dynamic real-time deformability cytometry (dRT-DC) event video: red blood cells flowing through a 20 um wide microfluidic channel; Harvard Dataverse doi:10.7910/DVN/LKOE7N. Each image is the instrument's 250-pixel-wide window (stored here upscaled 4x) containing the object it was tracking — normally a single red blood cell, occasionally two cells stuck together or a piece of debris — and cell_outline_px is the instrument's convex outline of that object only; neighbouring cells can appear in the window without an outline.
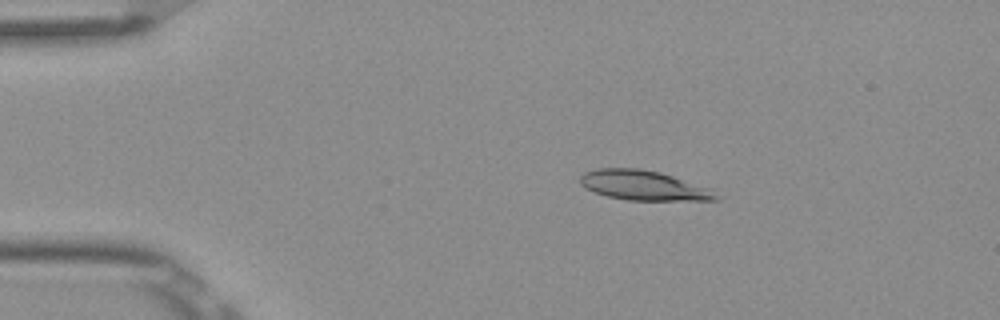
{"species": "Egyptian fruit bat (a non-hibernating species)", "species_latin": "Rousettus aegyptiacus", "temperature_condition": "room temperature", "stored_images_in_passage": 7, "camera_frame_rate_fps": 3000, "um_per_image_px": 0.085, "frame": {"image": 1, "passage_image": 3, "time_ms": 0.667, "image_size_px": [1000, 320], "cell_outline_px": [[724, 196], [720, 200], [628, 200], [608, 196], [584, 188], [580, 184], [580, 176], [584, 172], [596, 168], [636, 168], [660, 172], [712, 188]], "centroid_in_image_um": [54.78, 15.76], "position_along_channel_um": 30.2, "area_um2": 23.87}}
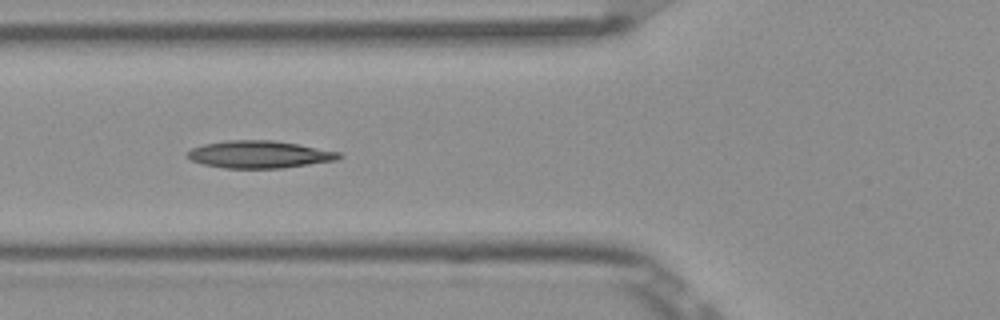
{"frame": {"image": 2, "passage_image": 6, "time_ms": 1.667, "image_size_px": [1000, 320], "cell_outline_px": [[344, 156], [336, 160], [280, 168], [224, 168], [204, 164], [192, 160], [184, 156], [192, 148], [204, 144], [228, 140], [272, 140], [296, 144], [340, 152]], "centroid_in_image_um": [22.02, 13.12], "position_along_channel_um": 103.8, "area_um2": 23.93}}
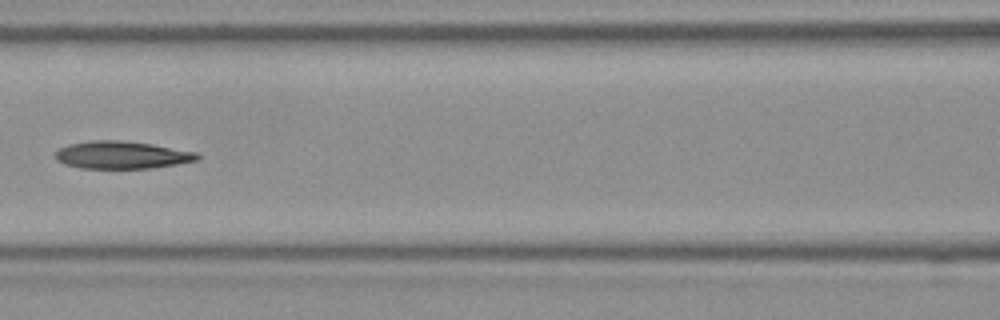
{"frame": {"image": 3, "passage_image": 7, "time_ms": 2.0, "image_size_px": [1000, 320], "cell_outline_px": [[200, 160], [152, 168], [80, 168], [64, 164], [56, 160], [56, 152], [60, 148], [68, 144], [92, 140], [116, 140], [152, 144], [196, 152], [200, 156]], "centroid_in_image_um": [10.35, 13.17], "position_along_channel_um": 156.2, "area_um2": 22.72}}